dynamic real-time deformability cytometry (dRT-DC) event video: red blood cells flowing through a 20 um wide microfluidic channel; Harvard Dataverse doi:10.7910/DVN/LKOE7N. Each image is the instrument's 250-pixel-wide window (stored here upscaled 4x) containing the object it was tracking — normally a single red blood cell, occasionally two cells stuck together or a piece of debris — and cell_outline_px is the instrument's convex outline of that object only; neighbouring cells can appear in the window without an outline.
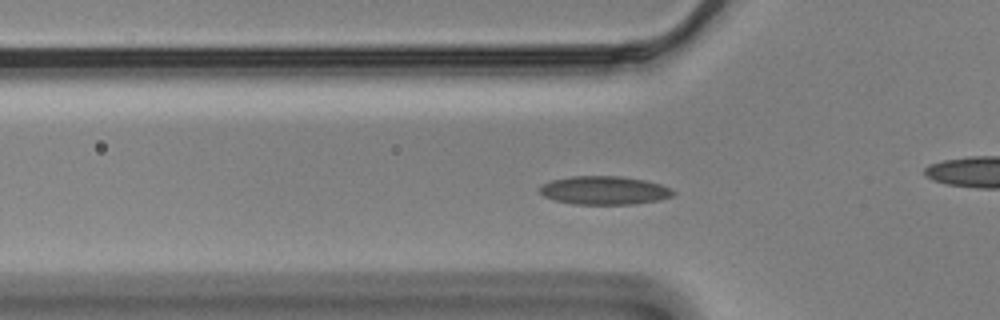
{"species": "Egyptian fruit bat (a non-hibernating species)", "species_latin": "Rousettus aegyptiacus", "temperature_condition": "cold", "stored_images_in_passage": 37, "camera_frame_rate_fps": 3000, "um_per_image_px": 0.085, "animal": {"sex": "male"}, "frame": {"image": 1, "passage_image": 4, "time_ms": 1.0, "image_size_px": [1000, 320], "cell_outline_px": [[676, 192], [672, 196], [660, 200], [632, 204], [572, 204], [556, 200], [544, 196], [540, 192], [540, 188], [544, 184], [552, 180], [572, 176], [620, 176], [644, 180], [660, 184], [672, 188]], "centroid_in_image_um": [51.41, 16.18], "position_along_channel_um": 74.4, "area_um2": 22.02}}
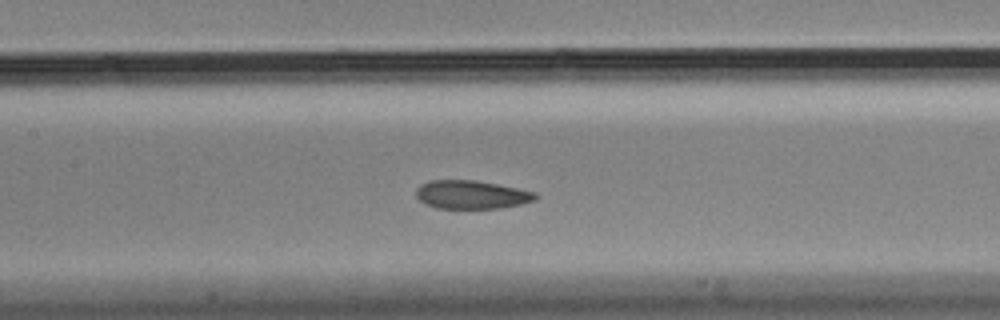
{"frame": {"image": 2, "passage_image": 12, "time_ms": 3.667, "image_size_px": [1000, 320], "cell_outline_px": [[536, 200], [504, 208], [436, 208], [424, 204], [416, 196], [416, 188], [420, 184], [428, 180], [476, 180], [536, 192]], "centroid_in_image_um": [40.04, 16.54], "position_along_channel_um": 167.4, "area_um2": 19.83}}
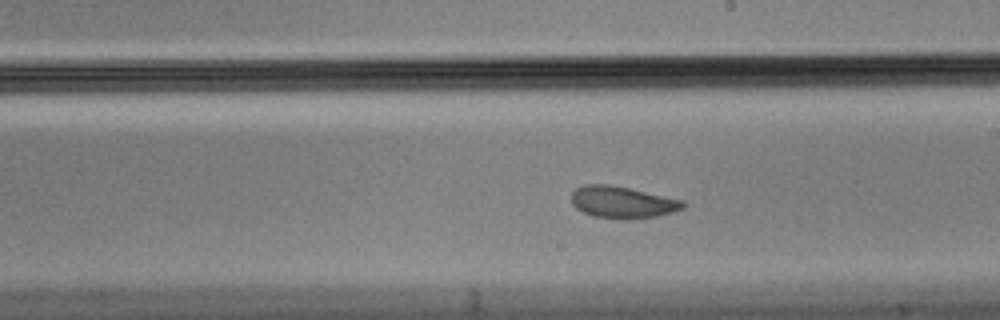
{"frame": {"image": 3, "passage_image": 18, "time_ms": 5.667, "image_size_px": [1000, 320], "cell_outline_px": [[684, 208], [672, 212], [656, 216], [628, 220], [620, 220], [596, 216], [584, 212], [576, 208], [572, 204], [572, 192], [576, 188], [584, 184], [608, 184], [628, 188], [684, 200]], "centroid_in_image_um": [52.9, 17.19], "position_along_channel_um": 236.1, "area_um2": 20.69}, "authors_computed_cell_mechanics": {"area_um2": 21.0392, "velocity_mm_per_s": 3.4453, "shape_relaxation_time_tau1_ms": null, "shape_relaxation_time_tau2_ms": 2.3569, "deformation_change_tau1": null, "deformation_change_tau2": 0.0654}}